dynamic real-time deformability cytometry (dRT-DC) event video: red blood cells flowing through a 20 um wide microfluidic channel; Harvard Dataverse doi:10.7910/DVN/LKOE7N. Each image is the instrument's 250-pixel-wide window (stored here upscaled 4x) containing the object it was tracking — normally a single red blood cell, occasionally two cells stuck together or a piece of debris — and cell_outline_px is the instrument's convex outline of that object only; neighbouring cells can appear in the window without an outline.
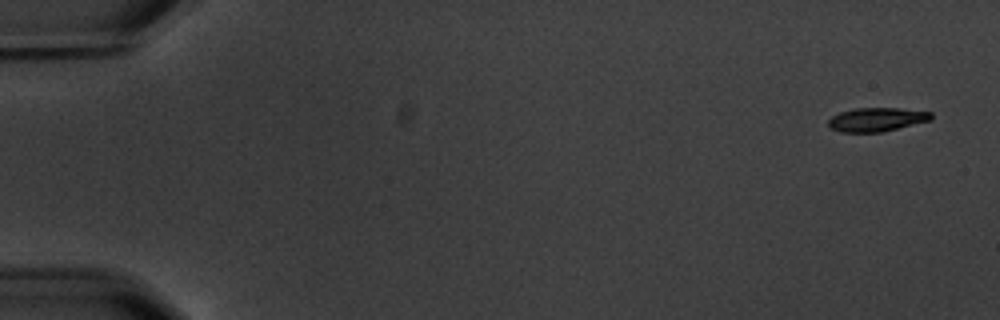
{"species": "common noctule bat (a hibernating species)", "species_latin": "Nyctalus noctula", "temperature_condition": "warm", "stored_images_in_passage": 4, "camera_frame_rate_fps": 3000, "um_per_image_px": 0.085, "animal": {"sex": "male", "body_mass_g": 20.1, "forearm_length_mm": 53.5}, "frame": {"image": 1, "passage_image": 1, "time_ms": 0.0, "image_size_px": [1000, 320], "cell_outline_px": [[932, 120], [884, 132], [840, 132], [832, 128], [828, 124], [828, 120], [832, 116], [840, 112], [856, 108], [900, 108], [932, 112]], "centroid_in_image_um": [74.55, 10.16], "position_along_channel_um": 10.4, "area_um2": 14.33}}
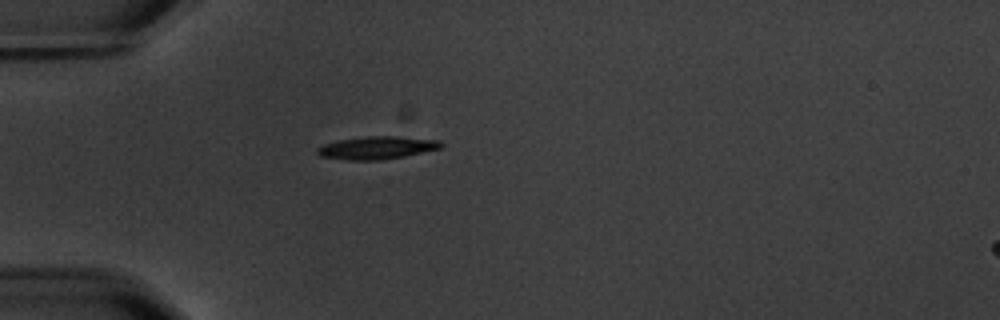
{"frame": {"image": 2, "passage_image": 4, "time_ms": 5.0, "image_size_px": [1000, 320], "cell_outline_px": [[444, 144], [440, 148], [404, 156], [380, 160], [348, 160], [320, 156], [316, 152], [316, 148], [324, 144], [340, 140], [368, 136], [400, 136], [440, 140]], "centroid_in_image_um": [32.04, 12.55], "position_along_channel_um": 53.0, "area_um2": 16.36}}